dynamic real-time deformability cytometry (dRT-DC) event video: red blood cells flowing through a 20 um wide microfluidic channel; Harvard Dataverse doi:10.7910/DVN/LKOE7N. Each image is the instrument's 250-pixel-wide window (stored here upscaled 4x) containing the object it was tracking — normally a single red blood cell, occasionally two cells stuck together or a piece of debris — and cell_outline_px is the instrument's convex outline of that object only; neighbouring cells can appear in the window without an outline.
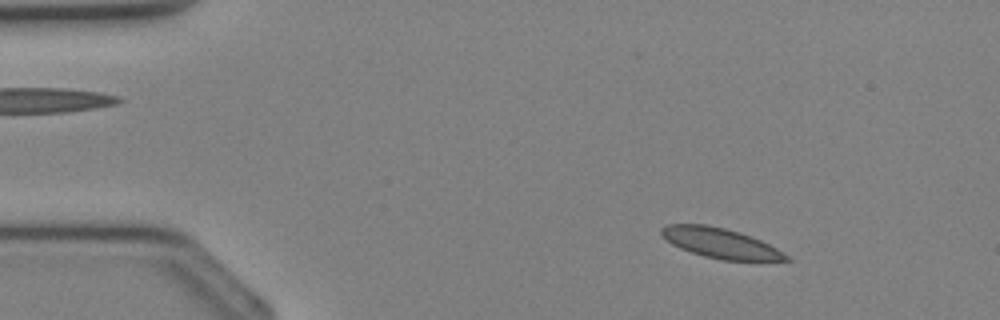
{"species": "Egyptian fruit bat (a non-hibernating species)", "species_latin": "Rousettus aegyptiacus", "temperature_condition": "cold", "stored_images_in_passage": 34, "camera_frame_rate_fps": 3000, "um_per_image_px": 0.085, "animal": {"sex": "female"}, "frame": {"image": 1, "passage_image": 3, "time_ms": 0.667, "image_size_px": [1000, 320], "cell_outline_px": [[792, 260], [720, 260], [704, 256], [680, 248], [672, 244], [660, 232], [660, 228], [668, 224], [708, 224], [724, 228], [760, 240], [776, 248], [788, 256]], "centroid_in_image_um": [61.19, 20.66], "position_along_channel_um": 23.8, "area_um2": 21.33}}
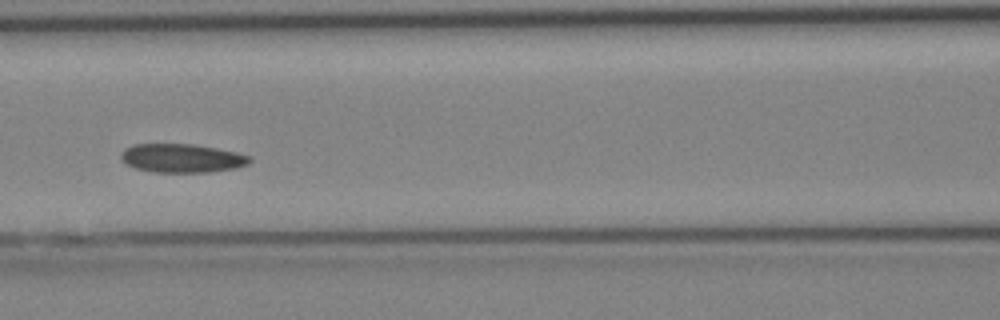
{"frame": {"image": 2, "passage_image": 14, "time_ms": 4.333, "image_size_px": [1000, 320], "cell_outline_px": [[252, 160], [248, 164], [236, 168], [212, 172], [156, 172], [136, 168], [128, 164], [120, 156], [124, 148], [132, 144], [192, 144], [216, 148], [236, 152], [248, 156]], "centroid_in_image_um": [15.48, 13.44], "position_along_channel_um": 151.1, "area_um2": 21.39}}
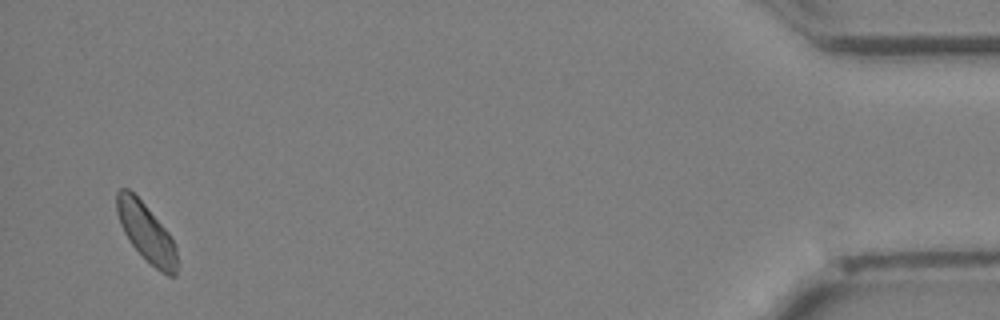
{"frame": {"image": 3, "passage_image": 33, "time_ms": 10.667, "image_size_px": [1000, 320], "cell_outline_px": [[176, 276], [168, 276], [160, 272], [132, 244], [124, 232], [120, 224], [116, 212], [116, 192], [120, 188], [128, 188], [144, 204], [168, 232], [176, 248]], "centroid_in_image_um": [12.41, 19.74], "position_along_channel_um": 422.8, "area_um2": 19.94}}